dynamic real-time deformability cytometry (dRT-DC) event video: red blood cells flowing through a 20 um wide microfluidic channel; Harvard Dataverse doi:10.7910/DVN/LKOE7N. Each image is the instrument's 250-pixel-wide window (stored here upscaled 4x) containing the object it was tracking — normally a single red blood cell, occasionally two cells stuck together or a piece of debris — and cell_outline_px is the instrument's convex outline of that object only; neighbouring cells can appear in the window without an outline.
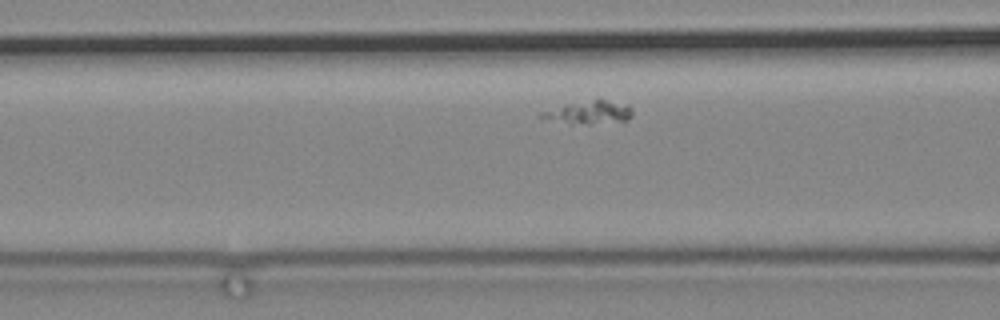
{"species": "common noctule bat (a hibernating species)", "species_latin": "Nyctalus noctula", "temperature_condition": "cold", "stored_images_in_passage": 37, "camera_frame_rate_fps": 3000, "um_per_image_px": 0.085, "animal": {"sex": "male", "body_mass_g": 19.2, "forearm_length_mm": 51.8}, "frame": {"image": 1, "passage_image": 5, "time_ms": 1.333, "image_size_px": [1000, 320], "cell_outline_px": [[632, 116], [628, 120], [588, 124], [536, 116], [540, 112], [596, 96], [600, 96], [628, 104], [632, 108]], "centroid_in_image_um": [50.23, 9.46], "position_along_channel_um": 116.4, "area_um2": 12.31}}
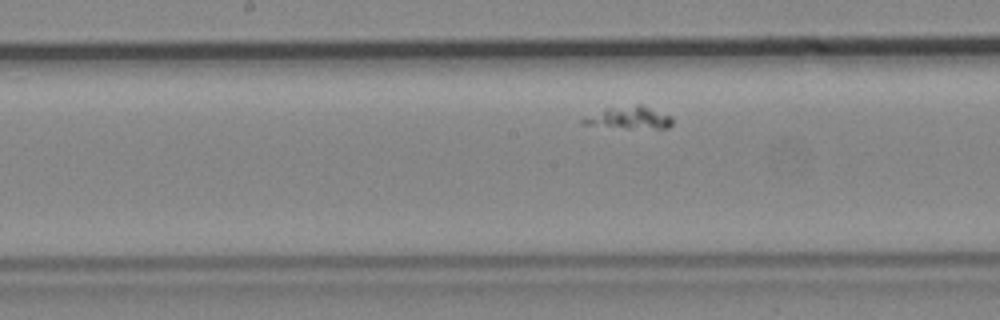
{"frame": {"image": 2, "passage_image": 13, "time_ms": 4.0, "image_size_px": [1000, 320], "cell_outline_px": [[672, 124], [668, 128], [628, 128], [580, 124], [580, 120], [604, 108], [636, 104], [640, 104], [672, 116]], "centroid_in_image_um": [53.48, 10.0], "position_along_channel_um": 194.7, "area_um2": 11.62}}
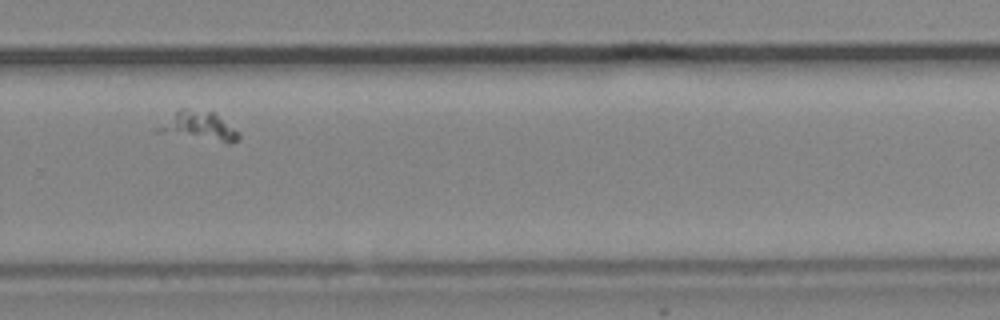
{"frame": {"image": 3, "passage_image": 25, "time_ms": 8.0, "image_size_px": [1000, 320], "cell_outline_px": [[240, 136], [236, 140], [228, 144], [152, 132], [152, 128], [180, 108], [184, 108], [212, 112], [240, 132]], "centroid_in_image_um": [16.8, 10.75], "position_along_channel_um": 313.0, "area_um2": 14.05}}